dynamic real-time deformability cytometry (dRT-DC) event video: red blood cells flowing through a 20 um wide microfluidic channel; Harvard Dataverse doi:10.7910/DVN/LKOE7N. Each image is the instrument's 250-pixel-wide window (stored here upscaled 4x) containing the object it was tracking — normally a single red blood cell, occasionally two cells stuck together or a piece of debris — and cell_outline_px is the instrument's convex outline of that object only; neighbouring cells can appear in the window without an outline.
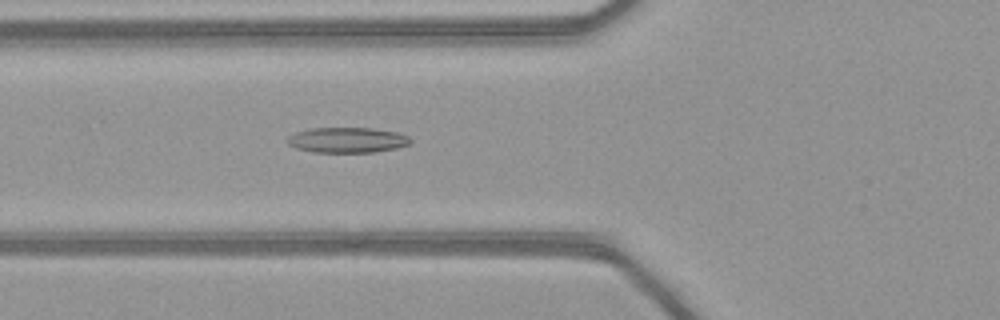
{"species": "common noctule bat (a hibernating species)", "species_latin": "Nyctalus noctula", "temperature_condition": "warm", "stored_images_in_passage": 51, "camera_frame_rate_fps": 3000, "um_per_image_px": 0.085, "animal": {"sex": "female", "body_mass_g": 21.9}, "frame": {"image": 1, "passage_image": 20, "time_ms": 6.333, "image_size_px": [1000, 320], "cell_outline_px": [[412, 140], [408, 144], [396, 148], [372, 152], [312, 152], [296, 148], [288, 144], [284, 140], [288, 136], [296, 132], [312, 128], [372, 128], [396, 132], [408, 136]], "centroid_in_image_um": [29.47, 11.9], "position_along_channel_um": 96.3, "area_um2": 18.15}}
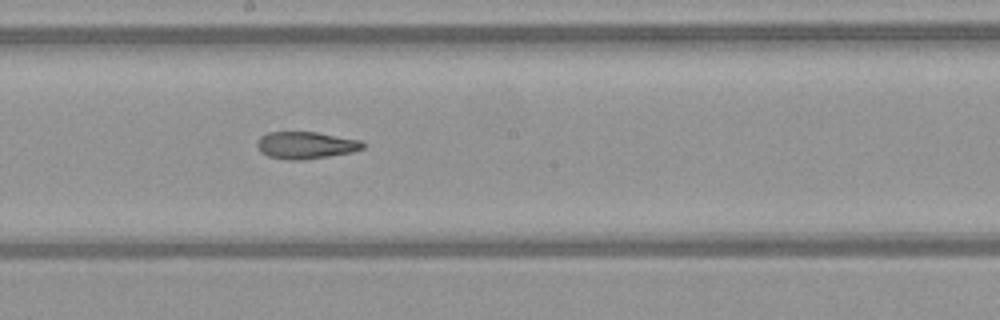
{"frame": {"image": 2, "passage_image": 29, "time_ms": 9.333, "image_size_px": [1000, 320], "cell_outline_px": [[364, 148], [352, 152], [328, 156], [300, 160], [288, 160], [268, 156], [260, 152], [256, 144], [260, 136], [268, 132], [316, 132], [360, 140], [364, 144]], "centroid_in_image_um": [25.96, 12.34], "position_along_channel_um": 222.2, "area_um2": 16.65}}
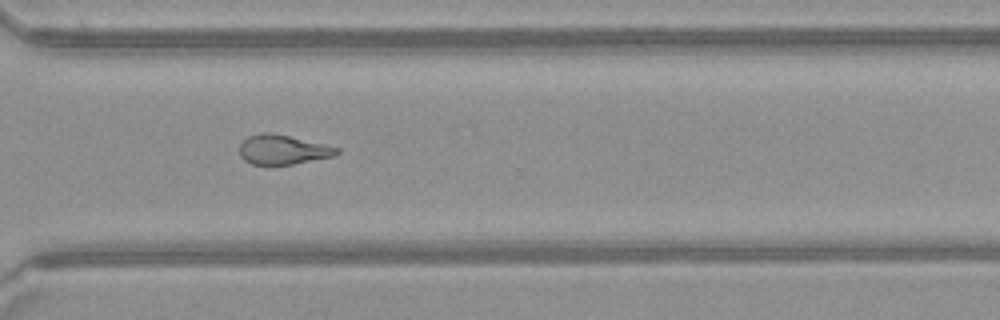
{"frame": {"image": 3, "passage_image": 38, "time_ms": 12.333, "image_size_px": [1000, 320], "cell_outline_px": [[340, 152], [336, 156], [292, 164], [268, 168], [252, 164], [244, 160], [240, 156], [240, 144], [248, 136], [260, 132], [272, 132], [324, 144], [340, 148]], "centroid_in_image_um": [24.01, 12.75], "position_along_channel_um": 346.6, "area_um2": 17.34}, "authors_computed_cell_mechanics": {"area_um2": 18.496, "velocity_mm_per_s": 4.1609, "shape_relaxation_time_tau1_ms": null, "shape_relaxation_time_tau2_ms": 3.2426, "deformation_change_tau1": null, "deformation_change_tau2": 0.1283}}